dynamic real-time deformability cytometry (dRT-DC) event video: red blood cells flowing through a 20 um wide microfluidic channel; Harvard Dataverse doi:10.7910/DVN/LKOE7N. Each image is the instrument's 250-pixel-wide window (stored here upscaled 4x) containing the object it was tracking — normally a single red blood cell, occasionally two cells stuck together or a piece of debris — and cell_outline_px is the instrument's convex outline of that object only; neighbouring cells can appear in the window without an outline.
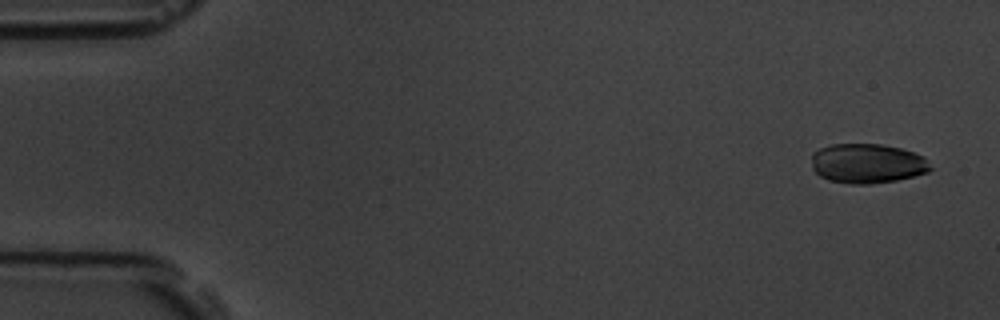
{"species": "common noctule bat (a hibernating species)", "species_latin": "Nyctalus noctula", "temperature_condition": "room temperature", "stored_images_in_passage": 4, "camera_frame_rate_fps": 3000, "um_per_image_px": 0.085, "animal": {"sex": "male", "body_mass_g": 19.5, "forearm_length_mm": 54.6}, "frame": {"image": 1, "passage_image": 1, "time_ms": 0.0, "image_size_px": [1000, 320], "cell_outline_px": [[932, 168], [928, 172], [896, 180], [868, 184], [848, 184], [828, 180], [820, 176], [812, 168], [812, 152], [820, 148], [832, 144], [880, 144], [900, 148], [924, 156], [928, 160]], "centroid_in_image_um": [73.71, 13.89], "position_along_channel_um": 11.3, "area_um2": 27.51}}
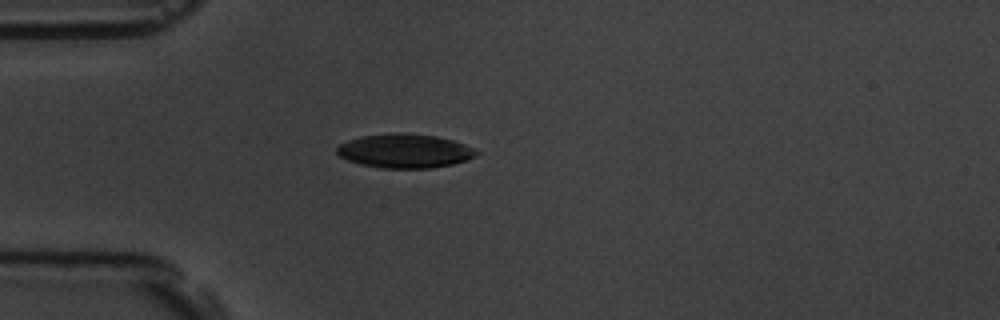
{"frame": {"image": 2, "passage_image": 4, "time_ms": 4.333, "image_size_px": [1000, 320], "cell_outline_px": [[480, 152], [476, 156], [468, 160], [452, 164], [432, 168], [384, 168], [360, 164], [348, 160], [340, 156], [336, 152], [336, 148], [340, 144], [348, 140], [360, 136], [396, 132], [400, 132], [436, 136], [452, 140], [464, 144]], "centroid_in_image_um": [34.4, 12.82], "position_along_channel_um": 50.6, "area_um2": 27.69}}